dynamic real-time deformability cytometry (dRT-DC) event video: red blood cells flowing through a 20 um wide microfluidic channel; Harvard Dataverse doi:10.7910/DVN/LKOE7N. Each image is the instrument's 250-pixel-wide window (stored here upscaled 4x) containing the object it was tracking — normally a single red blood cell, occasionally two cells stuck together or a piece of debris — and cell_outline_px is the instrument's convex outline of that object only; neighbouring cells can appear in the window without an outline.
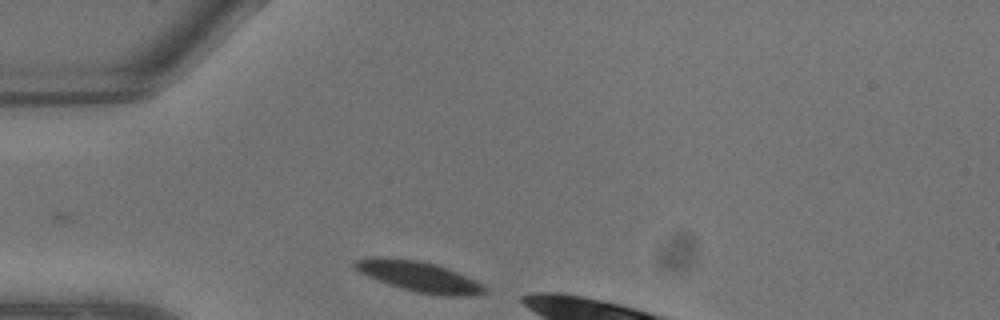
{"species": "common noctule bat (a hibernating species)", "species_latin": "Nyctalus noctula", "temperature_condition": "warm", "stored_images_in_passage": 4, "camera_frame_rate_fps": 3000, "um_per_image_px": 0.085, "animal": {"sex": "male", "body_mass_g": 13.3}, "frame": {"image": 1, "passage_image": 1, "time_ms": 0.0, "image_size_px": [1000, 320], "cell_outline_px": [[488, 292], [472, 296], [444, 296], [416, 292], [400, 288], [388, 284], [368, 276], [360, 272], [352, 264], [352, 260], [372, 256], [388, 256], [420, 260], [436, 264], [448, 268], [484, 284], [488, 288]], "centroid_in_image_um": [35.62, 23.49], "position_along_channel_um": 49.4, "area_um2": 23.52}}
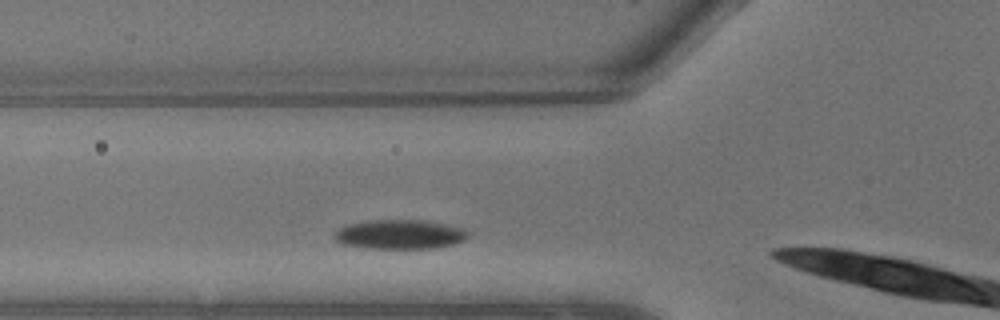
{"frame": {"image": 2, "passage_image": 3, "time_ms": 0.667, "image_size_px": [1000, 320], "cell_outline_px": [[468, 236], [464, 240], [452, 244], [436, 248], [368, 248], [340, 244], [336, 240], [336, 232], [340, 228], [348, 224], [364, 220], [424, 220], [448, 224], [464, 228], [468, 232]], "centroid_in_image_um": [34.0, 19.91], "position_along_channel_um": 91.8, "area_um2": 22.89}}